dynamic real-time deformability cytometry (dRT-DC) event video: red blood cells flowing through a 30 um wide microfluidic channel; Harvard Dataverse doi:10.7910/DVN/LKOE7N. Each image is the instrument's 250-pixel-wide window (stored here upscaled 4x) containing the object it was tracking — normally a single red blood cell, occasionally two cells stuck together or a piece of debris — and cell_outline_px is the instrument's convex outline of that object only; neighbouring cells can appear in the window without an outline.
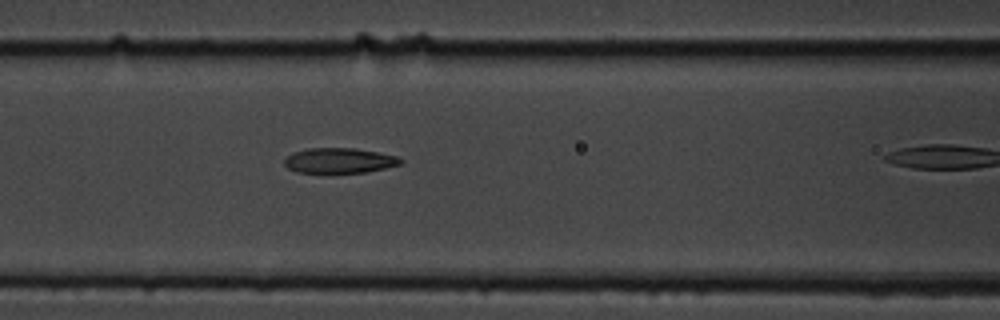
{"species": "common noctule bat (a hibernating species)", "species_latin": "Nyctalus noctula", "temperature_condition": "cold", "stored_images_in_passage": 8, "camera_frame_rate_fps": 3000, "um_per_image_px": 0.085, "animal": {"sex": "male", "body_mass_g": 19.5, "forearm_length_mm": 54.6}, "frame": {"image": 1, "passage_image": 7, "time_ms": 6.667, "image_size_px": [1000, 320], "cell_outline_px": [[404, 160], [400, 164], [368, 172], [296, 172], [288, 168], [284, 164], [284, 160], [292, 152], [308, 148], [352, 148], [376, 152], [396, 156]], "centroid_in_image_um": [28.82, 13.64], "position_along_channel_um": 137.8, "area_um2": 16.82}}